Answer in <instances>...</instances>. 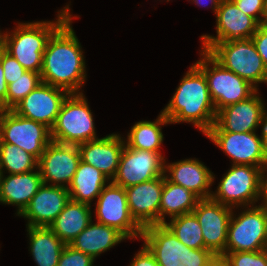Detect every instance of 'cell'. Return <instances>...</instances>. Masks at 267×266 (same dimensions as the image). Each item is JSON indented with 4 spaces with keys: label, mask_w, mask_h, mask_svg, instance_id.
I'll list each match as a JSON object with an SVG mask.
<instances>
[{
    "label": "cell",
    "mask_w": 267,
    "mask_h": 266,
    "mask_svg": "<svg viewBox=\"0 0 267 266\" xmlns=\"http://www.w3.org/2000/svg\"><path fill=\"white\" fill-rule=\"evenodd\" d=\"M72 15L51 35L43 54L41 81L66 90L82 93L86 81V63L82 46L72 28Z\"/></svg>",
    "instance_id": "6da1fadb"
},
{
    "label": "cell",
    "mask_w": 267,
    "mask_h": 266,
    "mask_svg": "<svg viewBox=\"0 0 267 266\" xmlns=\"http://www.w3.org/2000/svg\"><path fill=\"white\" fill-rule=\"evenodd\" d=\"M162 114L172 124L192 123L203 135L216 119V109L211 100L204 73L191 65Z\"/></svg>",
    "instance_id": "7a4b0ae2"
},
{
    "label": "cell",
    "mask_w": 267,
    "mask_h": 266,
    "mask_svg": "<svg viewBox=\"0 0 267 266\" xmlns=\"http://www.w3.org/2000/svg\"><path fill=\"white\" fill-rule=\"evenodd\" d=\"M69 6L58 11L55 21L19 22L14 31L3 32L2 48L27 71L40 73L49 38L72 15Z\"/></svg>",
    "instance_id": "3957f363"
},
{
    "label": "cell",
    "mask_w": 267,
    "mask_h": 266,
    "mask_svg": "<svg viewBox=\"0 0 267 266\" xmlns=\"http://www.w3.org/2000/svg\"><path fill=\"white\" fill-rule=\"evenodd\" d=\"M141 239L159 266H216L219 263L211 250L185 246L164 224L143 228Z\"/></svg>",
    "instance_id": "277c9868"
},
{
    "label": "cell",
    "mask_w": 267,
    "mask_h": 266,
    "mask_svg": "<svg viewBox=\"0 0 267 266\" xmlns=\"http://www.w3.org/2000/svg\"><path fill=\"white\" fill-rule=\"evenodd\" d=\"M263 174L258 166L232 164L210 198L233 209L263 202Z\"/></svg>",
    "instance_id": "5b68a950"
},
{
    "label": "cell",
    "mask_w": 267,
    "mask_h": 266,
    "mask_svg": "<svg viewBox=\"0 0 267 266\" xmlns=\"http://www.w3.org/2000/svg\"><path fill=\"white\" fill-rule=\"evenodd\" d=\"M98 139L93 113L83 93H70L63 101L57 120L51 129V140L80 145Z\"/></svg>",
    "instance_id": "8992f818"
},
{
    "label": "cell",
    "mask_w": 267,
    "mask_h": 266,
    "mask_svg": "<svg viewBox=\"0 0 267 266\" xmlns=\"http://www.w3.org/2000/svg\"><path fill=\"white\" fill-rule=\"evenodd\" d=\"M200 52L202 58L194 64L204 73L216 112L249 98L258 90L247 80L223 67L207 51L201 49Z\"/></svg>",
    "instance_id": "52a82bcc"
},
{
    "label": "cell",
    "mask_w": 267,
    "mask_h": 266,
    "mask_svg": "<svg viewBox=\"0 0 267 266\" xmlns=\"http://www.w3.org/2000/svg\"><path fill=\"white\" fill-rule=\"evenodd\" d=\"M207 52L223 67L247 80L256 88L267 83V69L251 38L213 44Z\"/></svg>",
    "instance_id": "ba28073f"
},
{
    "label": "cell",
    "mask_w": 267,
    "mask_h": 266,
    "mask_svg": "<svg viewBox=\"0 0 267 266\" xmlns=\"http://www.w3.org/2000/svg\"><path fill=\"white\" fill-rule=\"evenodd\" d=\"M237 217L232 211L224 252L264 250L267 244V204L244 207Z\"/></svg>",
    "instance_id": "9c48e42d"
},
{
    "label": "cell",
    "mask_w": 267,
    "mask_h": 266,
    "mask_svg": "<svg viewBox=\"0 0 267 266\" xmlns=\"http://www.w3.org/2000/svg\"><path fill=\"white\" fill-rule=\"evenodd\" d=\"M51 141V130L44 124L21 117L12 110H2L0 142L16 145L38 160Z\"/></svg>",
    "instance_id": "30bf717a"
},
{
    "label": "cell",
    "mask_w": 267,
    "mask_h": 266,
    "mask_svg": "<svg viewBox=\"0 0 267 266\" xmlns=\"http://www.w3.org/2000/svg\"><path fill=\"white\" fill-rule=\"evenodd\" d=\"M96 200L95 216L98 223L117 229L127 239H141L143 229L130 214L125 188L110 181Z\"/></svg>",
    "instance_id": "8fae6325"
},
{
    "label": "cell",
    "mask_w": 267,
    "mask_h": 266,
    "mask_svg": "<svg viewBox=\"0 0 267 266\" xmlns=\"http://www.w3.org/2000/svg\"><path fill=\"white\" fill-rule=\"evenodd\" d=\"M165 160L158 152L133 149L125 144L111 182L127 188L160 177L165 174Z\"/></svg>",
    "instance_id": "7c38bea8"
},
{
    "label": "cell",
    "mask_w": 267,
    "mask_h": 266,
    "mask_svg": "<svg viewBox=\"0 0 267 266\" xmlns=\"http://www.w3.org/2000/svg\"><path fill=\"white\" fill-rule=\"evenodd\" d=\"M80 161L77 145L51 141L38 159L37 168L44 184L68 188Z\"/></svg>",
    "instance_id": "4fadbf2b"
},
{
    "label": "cell",
    "mask_w": 267,
    "mask_h": 266,
    "mask_svg": "<svg viewBox=\"0 0 267 266\" xmlns=\"http://www.w3.org/2000/svg\"><path fill=\"white\" fill-rule=\"evenodd\" d=\"M256 132L207 131L204 135L231 158L233 165L264 169L267 157L263 151L261 135Z\"/></svg>",
    "instance_id": "5bb4252c"
},
{
    "label": "cell",
    "mask_w": 267,
    "mask_h": 266,
    "mask_svg": "<svg viewBox=\"0 0 267 266\" xmlns=\"http://www.w3.org/2000/svg\"><path fill=\"white\" fill-rule=\"evenodd\" d=\"M216 36L202 35V50L207 51L217 42L249 39L259 23L240 10L232 0H222L216 12Z\"/></svg>",
    "instance_id": "9a60e30c"
},
{
    "label": "cell",
    "mask_w": 267,
    "mask_h": 266,
    "mask_svg": "<svg viewBox=\"0 0 267 266\" xmlns=\"http://www.w3.org/2000/svg\"><path fill=\"white\" fill-rule=\"evenodd\" d=\"M68 94L64 89L41 82L11 110L21 117L42 123L51 130Z\"/></svg>",
    "instance_id": "2e32d148"
},
{
    "label": "cell",
    "mask_w": 267,
    "mask_h": 266,
    "mask_svg": "<svg viewBox=\"0 0 267 266\" xmlns=\"http://www.w3.org/2000/svg\"><path fill=\"white\" fill-rule=\"evenodd\" d=\"M232 211L233 208L218 203L211 198L200 199L192 211L202 227L204 249L211 250L217 257L226 248Z\"/></svg>",
    "instance_id": "e0dca14e"
},
{
    "label": "cell",
    "mask_w": 267,
    "mask_h": 266,
    "mask_svg": "<svg viewBox=\"0 0 267 266\" xmlns=\"http://www.w3.org/2000/svg\"><path fill=\"white\" fill-rule=\"evenodd\" d=\"M258 90L249 98L217 111L215 123L208 131L253 132L267 114Z\"/></svg>",
    "instance_id": "ac0fdd59"
},
{
    "label": "cell",
    "mask_w": 267,
    "mask_h": 266,
    "mask_svg": "<svg viewBox=\"0 0 267 266\" xmlns=\"http://www.w3.org/2000/svg\"><path fill=\"white\" fill-rule=\"evenodd\" d=\"M163 186L164 175L125 188L130 214L142 229L159 224Z\"/></svg>",
    "instance_id": "d6986e66"
},
{
    "label": "cell",
    "mask_w": 267,
    "mask_h": 266,
    "mask_svg": "<svg viewBox=\"0 0 267 266\" xmlns=\"http://www.w3.org/2000/svg\"><path fill=\"white\" fill-rule=\"evenodd\" d=\"M69 200L68 188L43 183L19 216L26 226L49 227Z\"/></svg>",
    "instance_id": "ffe728a7"
},
{
    "label": "cell",
    "mask_w": 267,
    "mask_h": 266,
    "mask_svg": "<svg viewBox=\"0 0 267 266\" xmlns=\"http://www.w3.org/2000/svg\"><path fill=\"white\" fill-rule=\"evenodd\" d=\"M164 172L169 181L183 186L199 199L211 197L213 191L210 188L214 183V173L198 159L189 158L168 164L165 161Z\"/></svg>",
    "instance_id": "44dd1931"
},
{
    "label": "cell",
    "mask_w": 267,
    "mask_h": 266,
    "mask_svg": "<svg viewBox=\"0 0 267 266\" xmlns=\"http://www.w3.org/2000/svg\"><path fill=\"white\" fill-rule=\"evenodd\" d=\"M125 139L120 134L90 140L78 145L81 161L100 170L110 181L115 177Z\"/></svg>",
    "instance_id": "7402d4cb"
},
{
    "label": "cell",
    "mask_w": 267,
    "mask_h": 266,
    "mask_svg": "<svg viewBox=\"0 0 267 266\" xmlns=\"http://www.w3.org/2000/svg\"><path fill=\"white\" fill-rule=\"evenodd\" d=\"M7 176V177H6ZM0 175V203L17 206V216L43 184L38 168L22 174Z\"/></svg>",
    "instance_id": "603a6c76"
},
{
    "label": "cell",
    "mask_w": 267,
    "mask_h": 266,
    "mask_svg": "<svg viewBox=\"0 0 267 266\" xmlns=\"http://www.w3.org/2000/svg\"><path fill=\"white\" fill-rule=\"evenodd\" d=\"M125 239L117 229L92 221L69 245L95 260L101 253Z\"/></svg>",
    "instance_id": "cb8c5ba5"
},
{
    "label": "cell",
    "mask_w": 267,
    "mask_h": 266,
    "mask_svg": "<svg viewBox=\"0 0 267 266\" xmlns=\"http://www.w3.org/2000/svg\"><path fill=\"white\" fill-rule=\"evenodd\" d=\"M91 205L69 200L49 228L69 245L91 222Z\"/></svg>",
    "instance_id": "d4e9b609"
},
{
    "label": "cell",
    "mask_w": 267,
    "mask_h": 266,
    "mask_svg": "<svg viewBox=\"0 0 267 266\" xmlns=\"http://www.w3.org/2000/svg\"><path fill=\"white\" fill-rule=\"evenodd\" d=\"M110 180L97 168L79 162L73 180L68 187L71 200L91 205Z\"/></svg>",
    "instance_id": "484cf974"
},
{
    "label": "cell",
    "mask_w": 267,
    "mask_h": 266,
    "mask_svg": "<svg viewBox=\"0 0 267 266\" xmlns=\"http://www.w3.org/2000/svg\"><path fill=\"white\" fill-rule=\"evenodd\" d=\"M29 251L37 266H58L65 244L49 227L27 226Z\"/></svg>",
    "instance_id": "4316f807"
},
{
    "label": "cell",
    "mask_w": 267,
    "mask_h": 266,
    "mask_svg": "<svg viewBox=\"0 0 267 266\" xmlns=\"http://www.w3.org/2000/svg\"><path fill=\"white\" fill-rule=\"evenodd\" d=\"M200 199L183 186L169 181L164 175V186L159 208V224L166 222L165 216L173 218L192 213Z\"/></svg>",
    "instance_id": "83f0119b"
},
{
    "label": "cell",
    "mask_w": 267,
    "mask_h": 266,
    "mask_svg": "<svg viewBox=\"0 0 267 266\" xmlns=\"http://www.w3.org/2000/svg\"><path fill=\"white\" fill-rule=\"evenodd\" d=\"M171 124L170 121L160 112L155 121L142 120L135 123L125 139L129 148L147 150L161 154V144L164 140L162 127Z\"/></svg>",
    "instance_id": "f1b7e54d"
},
{
    "label": "cell",
    "mask_w": 267,
    "mask_h": 266,
    "mask_svg": "<svg viewBox=\"0 0 267 266\" xmlns=\"http://www.w3.org/2000/svg\"><path fill=\"white\" fill-rule=\"evenodd\" d=\"M164 225L185 246L193 249L204 248L202 227L193 213L173 217L169 222H165Z\"/></svg>",
    "instance_id": "f546056e"
},
{
    "label": "cell",
    "mask_w": 267,
    "mask_h": 266,
    "mask_svg": "<svg viewBox=\"0 0 267 266\" xmlns=\"http://www.w3.org/2000/svg\"><path fill=\"white\" fill-rule=\"evenodd\" d=\"M38 160L30 153L6 142H0L1 174H22L37 169ZM6 172H5V170Z\"/></svg>",
    "instance_id": "4dcf8cb0"
},
{
    "label": "cell",
    "mask_w": 267,
    "mask_h": 266,
    "mask_svg": "<svg viewBox=\"0 0 267 266\" xmlns=\"http://www.w3.org/2000/svg\"><path fill=\"white\" fill-rule=\"evenodd\" d=\"M40 73L26 71L20 78L7 85L6 110H11L41 83Z\"/></svg>",
    "instance_id": "1f68e13d"
},
{
    "label": "cell",
    "mask_w": 267,
    "mask_h": 266,
    "mask_svg": "<svg viewBox=\"0 0 267 266\" xmlns=\"http://www.w3.org/2000/svg\"><path fill=\"white\" fill-rule=\"evenodd\" d=\"M222 266H267V251L223 252L219 257Z\"/></svg>",
    "instance_id": "d6a6232c"
},
{
    "label": "cell",
    "mask_w": 267,
    "mask_h": 266,
    "mask_svg": "<svg viewBox=\"0 0 267 266\" xmlns=\"http://www.w3.org/2000/svg\"><path fill=\"white\" fill-rule=\"evenodd\" d=\"M94 259L88 254L75 250L70 245H65L58 266H93Z\"/></svg>",
    "instance_id": "836d02e7"
},
{
    "label": "cell",
    "mask_w": 267,
    "mask_h": 266,
    "mask_svg": "<svg viewBox=\"0 0 267 266\" xmlns=\"http://www.w3.org/2000/svg\"><path fill=\"white\" fill-rule=\"evenodd\" d=\"M1 63L4 70L6 84L13 83V80L20 78L27 70L3 48L1 49Z\"/></svg>",
    "instance_id": "e575fe53"
},
{
    "label": "cell",
    "mask_w": 267,
    "mask_h": 266,
    "mask_svg": "<svg viewBox=\"0 0 267 266\" xmlns=\"http://www.w3.org/2000/svg\"><path fill=\"white\" fill-rule=\"evenodd\" d=\"M245 14L253 17L259 24L261 22L265 0H232Z\"/></svg>",
    "instance_id": "d590c367"
},
{
    "label": "cell",
    "mask_w": 267,
    "mask_h": 266,
    "mask_svg": "<svg viewBox=\"0 0 267 266\" xmlns=\"http://www.w3.org/2000/svg\"><path fill=\"white\" fill-rule=\"evenodd\" d=\"M251 39L255 44L257 52L262 58L265 68L267 69V25L259 24Z\"/></svg>",
    "instance_id": "8d00e7d4"
},
{
    "label": "cell",
    "mask_w": 267,
    "mask_h": 266,
    "mask_svg": "<svg viewBox=\"0 0 267 266\" xmlns=\"http://www.w3.org/2000/svg\"><path fill=\"white\" fill-rule=\"evenodd\" d=\"M134 258L129 266H159L155 256L143 244V247L138 253L134 254Z\"/></svg>",
    "instance_id": "74e56055"
},
{
    "label": "cell",
    "mask_w": 267,
    "mask_h": 266,
    "mask_svg": "<svg viewBox=\"0 0 267 266\" xmlns=\"http://www.w3.org/2000/svg\"><path fill=\"white\" fill-rule=\"evenodd\" d=\"M6 95L7 84L4 78V70L1 63V50H0V108L6 110Z\"/></svg>",
    "instance_id": "f35d334b"
},
{
    "label": "cell",
    "mask_w": 267,
    "mask_h": 266,
    "mask_svg": "<svg viewBox=\"0 0 267 266\" xmlns=\"http://www.w3.org/2000/svg\"><path fill=\"white\" fill-rule=\"evenodd\" d=\"M261 127H262V130H261L262 146H263L264 154L267 157V114L264 117Z\"/></svg>",
    "instance_id": "ab89813d"
},
{
    "label": "cell",
    "mask_w": 267,
    "mask_h": 266,
    "mask_svg": "<svg viewBox=\"0 0 267 266\" xmlns=\"http://www.w3.org/2000/svg\"><path fill=\"white\" fill-rule=\"evenodd\" d=\"M206 1L207 0H192V2L195 3L197 6L199 5L206 6L207 5ZM209 1L211 2L212 10L216 14L222 0H209Z\"/></svg>",
    "instance_id": "60d3db41"
},
{
    "label": "cell",
    "mask_w": 267,
    "mask_h": 266,
    "mask_svg": "<svg viewBox=\"0 0 267 266\" xmlns=\"http://www.w3.org/2000/svg\"><path fill=\"white\" fill-rule=\"evenodd\" d=\"M263 202L267 204V163L263 169Z\"/></svg>",
    "instance_id": "b9f144b4"
},
{
    "label": "cell",
    "mask_w": 267,
    "mask_h": 266,
    "mask_svg": "<svg viewBox=\"0 0 267 266\" xmlns=\"http://www.w3.org/2000/svg\"><path fill=\"white\" fill-rule=\"evenodd\" d=\"M260 24L267 25V0H265L264 12Z\"/></svg>",
    "instance_id": "7bdbcfd3"
},
{
    "label": "cell",
    "mask_w": 267,
    "mask_h": 266,
    "mask_svg": "<svg viewBox=\"0 0 267 266\" xmlns=\"http://www.w3.org/2000/svg\"><path fill=\"white\" fill-rule=\"evenodd\" d=\"M2 31L0 30V42H2Z\"/></svg>",
    "instance_id": "ee69618b"
}]
</instances>
